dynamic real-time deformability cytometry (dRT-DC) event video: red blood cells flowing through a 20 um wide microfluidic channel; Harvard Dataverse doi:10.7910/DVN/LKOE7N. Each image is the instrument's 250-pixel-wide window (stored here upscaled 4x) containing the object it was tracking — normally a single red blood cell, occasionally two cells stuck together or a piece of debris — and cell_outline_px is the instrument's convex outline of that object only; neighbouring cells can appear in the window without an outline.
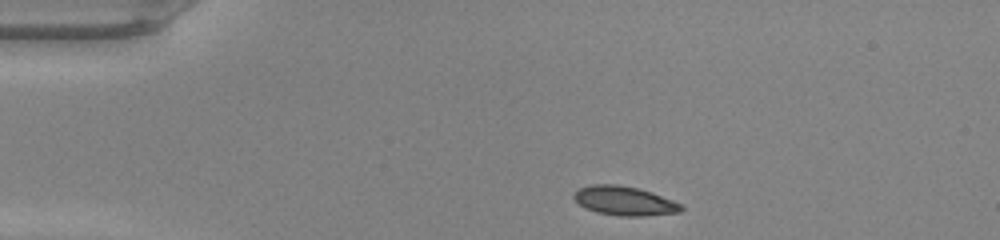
{"species": "common noctule bat (a hibernating species)", "species_latin": "Nyctalus noctula", "temperature_condition": "warm", "stored_images_in_passage": 40, "camera_frame_rate_fps": 3000, "um_per_image_px": 0.085, "animal": {"sex": "male", "body_mass_g": 20.0, "forearm_length_mm": 53.3}, "frame": {"image": 1, "passage_image": 1, "time_ms": 0.0, "image_size_px": [1000, 240], "cell_outline_px": [[684, 208], [680, 212], [644, 216], [620, 216], [596, 212], [580, 204], [572, 196], [580, 188], [592, 184], [616, 184], [636, 188], [652, 192], [684, 204]], "centroid_in_image_um": [53.14, 17.07], "position_along_channel_um": 31.9, "area_um2": 18.15}}
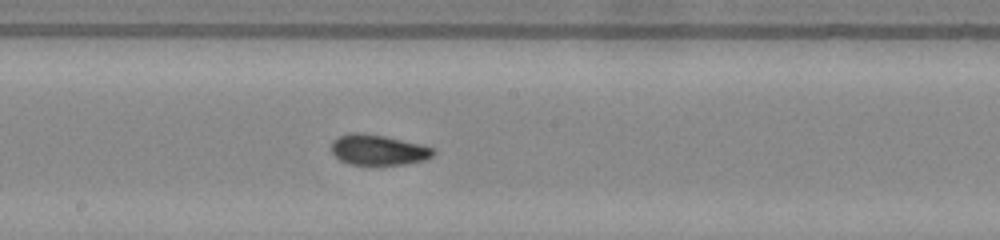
{"frame": {"image": 2, "passage_image": 18, "time_ms": 5.667, "image_size_px": [1000, 240], "cell_outline_px": [[436, 152], [432, 156], [424, 160], [404, 164], [348, 164], [340, 160], [332, 152], [332, 140], [336, 136], [348, 132], [364, 132], [384, 136], [420, 144], [436, 148]], "centroid_in_image_um": [32.13, 12.71], "position_along_channel_um": 216.1, "area_um2": 18.21}}
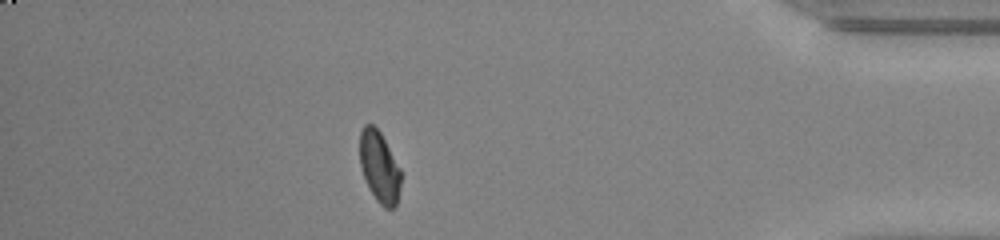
{"frame": {"image": 3, "passage_image": 34, "time_ms": 11.0, "image_size_px": [1000, 240], "cell_outline_px": [[400, 188], [396, 208], [384, 208], [376, 200], [364, 176], [360, 164], [360, 132], [364, 124], [372, 124], [380, 132], [400, 168]], "centroid_in_image_um": [32.25, 14.2], "position_along_channel_um": 402.9, "area_um2": 16.82}, "authors_computed_cell_mechanics": {"area_um2": 17.8024, "velocity_mm_per_s": 4.2662, "shape_relaxation_time_tau1_ms": 7.5476, "shape_relaxation_time_tau2_ms": 1.0295, "deformation_change_tau1": 0.2304, "deformation_change_tau2": 0.0531}}